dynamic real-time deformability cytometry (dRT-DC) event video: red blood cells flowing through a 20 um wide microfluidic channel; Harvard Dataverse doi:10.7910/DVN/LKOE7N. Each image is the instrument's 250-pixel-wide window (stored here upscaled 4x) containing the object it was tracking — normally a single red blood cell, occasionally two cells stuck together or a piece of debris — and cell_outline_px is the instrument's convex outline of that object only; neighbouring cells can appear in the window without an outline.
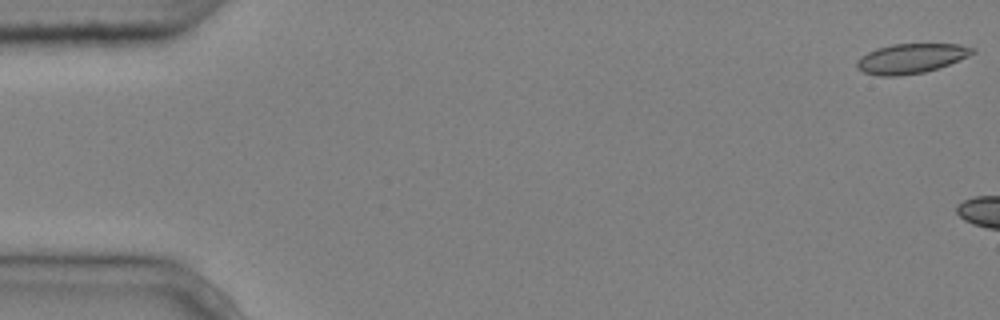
{"species": "common noctule bat (a hibernating species)", "species_latin": "Nyctalus noctula", "temperature_condition": "cold", "stored_images_in_passage": 3, "camera_frame_rate_fps": 3000, "um_per_image_px": 0.085, "animal": {"sex": "male", "body_mass_g": 20.4}, "frame": {"image": 1, "passage_image": 1, "time_ms": 0.0, "image_size_px": [1000, 320], "cell_outline_px": [[976, 52], [968, 56], [948, 64], [924, 72], [900, 76], [880, 76], [864, 72], [856, 68], [856, 60], [860, 56], [876, 48], [892, 44], [960, 44], [976, 48]], "centroid_in_image_um": [77.41, 4.96], "position_along_channel_um": 7.6, "area_um2": 20.06}}